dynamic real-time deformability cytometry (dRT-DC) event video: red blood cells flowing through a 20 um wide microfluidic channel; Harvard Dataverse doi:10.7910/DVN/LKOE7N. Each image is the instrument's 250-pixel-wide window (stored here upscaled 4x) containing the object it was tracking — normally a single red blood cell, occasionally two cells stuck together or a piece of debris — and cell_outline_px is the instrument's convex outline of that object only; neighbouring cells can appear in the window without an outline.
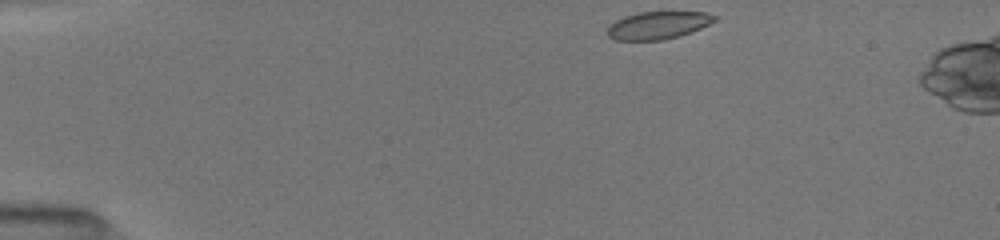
{"species": "common noctule bat (a hibernating species)", "species_latin": "Nyctalus noctula", "temperature_condition": "room temperature", "stored_images_in_passage": 23, "camera_frame_rate_fps": 3000, "um_per_image_px": 0.085, "animal": {"sex": "female", "body_mass_g": 19.5, "forearm_length_mm": 54.1}, "frame": {"image": 1, "passage_image": 1, "time_ms": 0.0, "image_size_px": [1000, 240], "cell_outline_px": [[720, 16], [716, 20], [692, 32], [680, 36], [664, 40], [616, 40], [608, 36], [608, 24], [624, 16], [640, 12], [708, 12]], "centroid_in_image_um": [55.96, 2.14], "position_along_channel_um": 29.0, "area_um2": 17.4}}
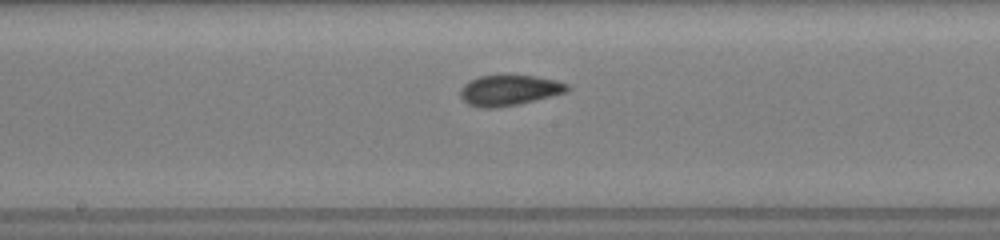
{"frame": {"image": 2, "passage_image": 15, "time_ms": 6.333, "image_size_px": [1000, 240], "cell_outline_px": [[568, 92], [520, 104], [496, 108], [476, 108], [468, 104], [460, 96], [460, 88], [468, 80], [480, 76], [536, 76], [556, 80], [568, 84]], "centroid_in_image_um": [43.26, 7.69], "position_along_channel_um": 204.9, "area_um2": 19.13}}
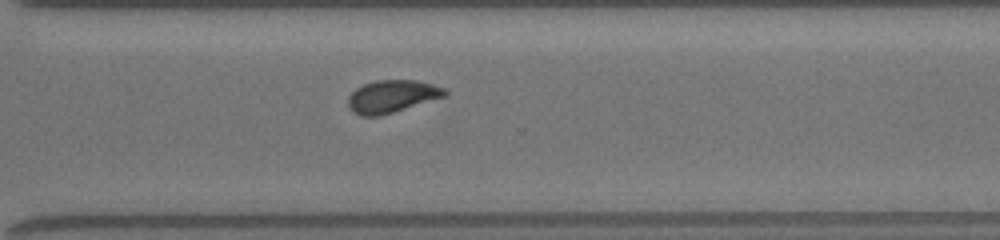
{"frame": {"image": 3, "passage_image": 23, "time_ms": 9.667, "image_size_px": [1000, 240], "cell_outline_px": [[448, 96], [380, 116], [360, 116], [352, 112], [348, 108], [348, 96], [356, 88], [364, 84], [376, 80], [416, 80], [432, 84], [444, 88], [448, 92]], "centroid_in_image_um": [33.32, 8.2], "position_along_channel_um": 337.3, "area_um2": 18.55}}